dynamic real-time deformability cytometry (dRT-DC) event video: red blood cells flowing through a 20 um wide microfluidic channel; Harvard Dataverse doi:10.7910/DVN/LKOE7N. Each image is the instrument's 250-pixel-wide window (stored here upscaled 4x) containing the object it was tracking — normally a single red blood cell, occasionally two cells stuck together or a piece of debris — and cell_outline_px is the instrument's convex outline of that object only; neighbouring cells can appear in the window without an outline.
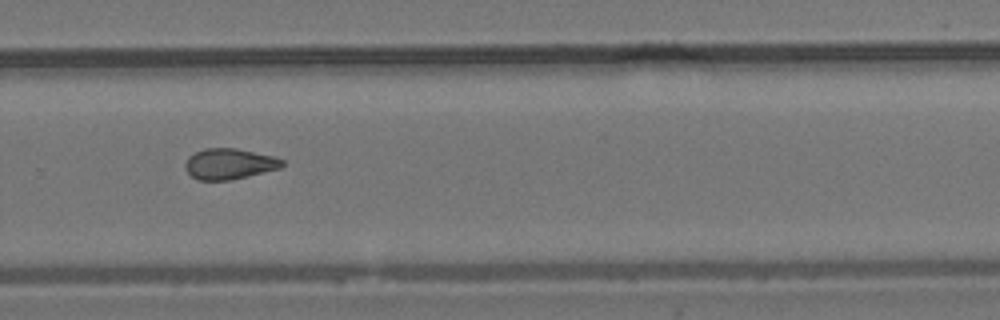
{"species": "common noctule bat (a hibernating species)", "species_latin": "Nyctalus noctula", "temperature_condition": "room temperature", "stored_images_in_passage": 14, "camera_frame_rate_fps": 3000, "um_per_image_px": 0.085, "animal": {"sex": "male", "body_mass_g": 19.2, "forearm_length_mm": 51.8}, "frame": {"image": 1, "passage_image": 10, "time_ms": 11.667, "image_size_px": [1000, 320], "cell_outline_px": [[284, 164], [280, 168], [232, 180], [196, 180], [184, 168], [184, 164], [188, 156], [204, 148], [236, 148], [276, 156], [284, 160]], "centroid_in_image_um": [19.49, 13.92], "position_along_channel_um": 310.3, "area_um2": 17.57}, "authors_computed_cell_mechanics": {"area_um2": 17.5423, "velocity_mm_per_s": 3.8009, "shape_relaxation_time_tau1_ms": null, "shape_relaxation_time_tau2_ms": 1.1948, "deformation_change_tau1": null, "deformation_change_tau2": 0.066}}